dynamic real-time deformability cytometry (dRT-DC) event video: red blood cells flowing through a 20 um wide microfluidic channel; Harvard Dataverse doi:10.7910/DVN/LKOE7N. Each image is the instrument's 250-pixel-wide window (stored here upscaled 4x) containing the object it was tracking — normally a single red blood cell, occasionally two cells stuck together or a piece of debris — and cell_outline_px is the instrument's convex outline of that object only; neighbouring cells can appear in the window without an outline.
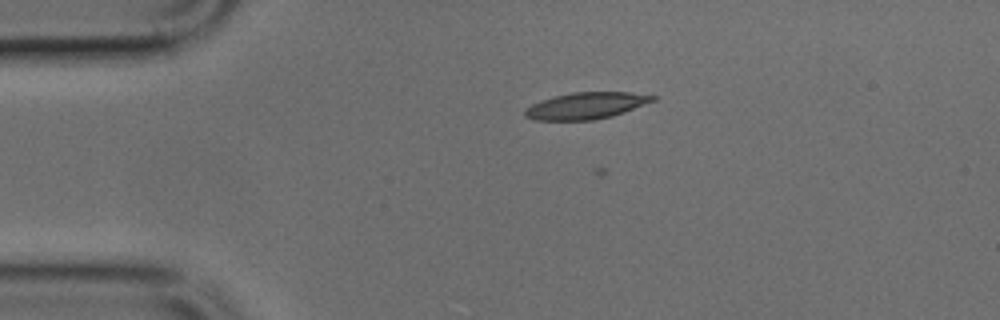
{"species": "common noctule bat (a hibernating species)", "species_latin": "Nyctalus noctula", "temperature_condition": "cold", "stored_images_in_passage": 3, "camera_frame_rate_fps": 3000, "um_per_image_px": 0.085, "animal": {"sex": "male", "body_mass_g": 17.9, "forearm_length_mm": 54.2}, "frame": {"image": 1, "passage_image": 2, "time_ms": 0.333, "image_size_px": [1000, 320], "cell_outline_px": [[656, 100], [624, 112], [612, 116], [592, 120], [536, 120], [524, 116], [524, 108], [532, 104], [556, 96], [572, 92], [628, 92], [656, 96]], "centroid_in_image_um": [49.82, 8.99], "position_along_channel_um": 35.2, "area_um2": 19.65}}